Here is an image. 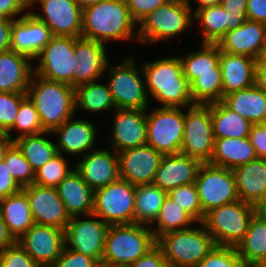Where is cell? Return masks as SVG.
<instances>
[{
  "label": "cell",
  "mask_w": 266,
  "mask_h": 267,
  "mask_svg": "<svg viewBox=\"0 0 266 267\" xmlns=\"http://www.w3.org/2000/svg\"><path fill=\"white\" fill-rule=\"evenodd\" d=\"M155 223V227L153 226ZM197 222L169 196L164 199L163 205L156 219L149 225L157 240L160 236L171 231L184 230ZM152 225V226H151Z\"/></svg>",
  "instance_id": "cell-38"
},
{
  "label": "cell",
  "mask_w": 266,
  "mask_h": 267,
  "mask_svg": "<svg viewBox=\"0 0 266 267\" xmlns=\"http://www.w3.org/2000/svg\"><path fill=\"white\" fill-rule=\"evenodd\" d=\"M8 171L4 160H2L0 162V199L14 195L22 190Z\"/></svg>",
  "instance_id": "cell-53"
},
{
  "label": "cell",
  "mask_w": 266,
  "mask_h": 267,
  "mask_svg": "<svg viewBox=\"0 0 266 267\" xmlns=\"http://www.w3.org/2000/svg\"><path fill=\"white\" fill-rule=\"evenodd\" d=\"M220 5L229 13L247 12V0H222Z\"/></svg>",
  "instance_id": "cell-58"
},
{
  "label": "cell",
  "mask_w": 266,
  "mask_h": 267,
  "mask_svg": "<svg viewBox=\"0 0 266 267\" xmlns=\"http://www.w3.org/2000/svg\"><path fill=\"white\" fill-rule=\"evenodd\" d=\"M167 192L154 184L136 186L135 223L150 225L157 217Z\"/></svg>",
  "instance_id": "cell-40"
},
{
  "label": "cell",
  "mask_w": 266,
  "mask_h": 267,
  "mask_svg": "<svg viewBox=\"0 0 266 267\" xmlns=\"http://www.w3.org/2000/svg\"><path fill=\"white\" fill-rule=\"evenodd\" d=\"M194 21L200 22L203 30L201 43L217 44L228 31L242 25L248 18L246 13H229L221 5L196 10Z\"/></svg>",
  "instance_id": "cell-26"
},
{
  "label": "cell",
  "mask_w": 266,
  "mask_h": 267,
  "mask_svg": "<svg viewBox=\"0 0 266 267\" xmlns=\"http://www.w3.org/2000/svg\"><path fill=\"white\" fill-rule=\"evenodd\" d=\"M70 217L65 232V247L95 258L100 264L109 225L92 214ZM88 218V219H87Z\"/></svg>",
  "instance_id": "cell-14"
},
{
  "label": "cell",
  "mask_w": 266,
  "mask_h": 267,
  "mask_svg": "<svg viewBox=\"0 0 266 267\" xmlns=\"http://www.w3.org/2000/svg\"><path fill=\"white\" fill-rule=\"evenodd\" d=\"M0 267H40L16 242L0 251Z\"/></svg>",
  "instance_id": "cell-48"
},
{
  "label": "cell",
  "mask_w": 266,
  "mask_h": 267,
  "mask_svg": "<svg viewBox=\"0 0 266 267\" xmlns=\"http://www.w3.org/2000/svg\"><path fill=\"white\" fill-rule=\"evenodd\" d=\"M202 48L179 57L183 67V74L191 84L199 74L206 72H221L219 63L220 47L218 44L202 43Z\"/></svg>",
  "instance_id": "cell-35"
},
{
  "label": "cell",
  "mask_w": 266,
  "mask_h": 267,
  "mask_svg": "<svg viewBox=\"0 0 266 267\" xmlns=\"http://www.w3.org/2000/svg\"><path fill=\"white\" fill-rule=\"evenodd\" d=\"M12 24V19L3 18L0 21V53L10 50Z\"/></svg>",
  "instance_id": "cell-56"
},
{
  "label": "cell",
  "mask_w": 266,
  "mask_h": 267,
  "mask_svg": "<svg viewBox=\"0 0 266 267\" xmlns=\"http://www.w3.org/2000/svg\"><path fill=\"white\" fill-rule=\"evenodd\" d=\"M136 186L119 178L94 191L93 214L110 225L135 223Z\"/></svg>",
  "instance_id": "cell-10"
},
{
  "label": "cell",
  "mask_w": 266,
  "mask_h": 267,
  "mask_svg": "<svg viewBox=\"0 0 266 267\" xmlns=\"http://www.w3.org/2000/svg\"><path fill=\"white\" fill-rule=\"evenodd\" d=\"M217 44L223 52L262 60L266 54V24L247 19Z\"/></svg>",
  "instance_id": "cell-20"
},
{
  "label": "cell",
  "mask_w": 266,
  "mask_h": 267,
  "mask_svg": "<svg viewBox=\"0 0 266 267\" xmlns=\"http://www.w3.org/2000/svg\"><path fill=\"white\" fill-rule=\"evenodd\" d=\"M194 183L204 215L213 208L239 200L231 169L202 163Z\"/></svg>",
  "instance_id": "cell-12"
},
{
  "label": "cell",
  "mask_w": 266,
  "mask_h": 267,
  "mask_svg": "<svg viewBox=\"0 0 266 267\" xmlns=\"http://www.w3.org/2000/svg\"><path fill=\"white\" fill-rule=\"evenodd\" d=\"M157 244L149 225H110L106 233L101 266L128 267Z\"/></svg>",
  "instance_id": "cell-4"
},
{
  "label": "cell",
  "mask_w": 266,
  "mask_h": 267,
  "mask_svg": "<svg viewBox=\"0 0 266 267\" xmlns=\"http://www.w3.org/2000/svg\"><path fill=\"white\" fill-rule=\"evenodd\" d=\"M49 134L52 135V132L44 131L35 135L22 136L13 141L34 171L58 153L56 142L44 137Z\"/></svg>",
  "instance_id": "cell-36"
},
{
  "label": "cell",
  "mask_w": 266,
  "mask_h": 267,
  "mask_svg": "<svg viewBox=\"0 0 266 267\" xmlns=\"http://www.w3.org/2000/svg\"><path fill=\"white\" fill-rule=\"evenodd\" d=\"M53 34L30 11L13 20L10 50L35 60Z\"/></svg>",
  "instance_id": "cell-21"
},
{
  "label": "cell",
  "mask_w": 266,
  "mask_h": 267,
  "mask_svg": "<svg viewBox=\"0 0 266 267\" xmlns=\"http://www.w3.org/2000/svg\"><path fill=\"white\" fill-rule=\"evenodd\" d=\"M0 213L16 241L35 224L28 198L22 190L0 199Z\"/></svg>",
  "instance_id": "cell-33"
},
{
  "label": "cell",
  "mask_w": 266,
  "mask_h": 267,
  "mask_svg": "<svg viewBox=\"0 0 266 267\" xmlns=\"http://www.w3.org/2000/svg\"><path fill=\"white\" fill-rule=\"evenodd\" d=\"M201 164L182 153L164 155L153 184L168 193L179 186L194 183Z\"/></svg>",
  "instance_id": "cell-25"
},
{
  "label": "cell",
  "mask_w": 266,
  "mask_h": 267,
  "mask_svg": "<svg viewBox=\"0 0 266 267\" xmlns=\"http://www.w3.org/2000/svg\"><path fill=\"white\" fill-rule=\"evenodd\" d=\"M120 178L135 186L153 184L164 156L150 145L125 149L117 153Z\"/></svg>",
  "instance_id": "cell-16"
},
{
  "label": "cell",
  "mask_w": 266,
  "mask_h": 267,
  "mask_svg": "<svg viewBox=\"0 0 266 267\" xmlns=\"http://www.w3.org/2000/svg\"><path fill=\"white\" fill-rule=\"evenodd\" d=\"M27 93L0 92V130L6 133L14 124L21 102Z\"/></svg>",
  "instance_id": "cell-46"
},
{
  "label": "cell",
  "mask_w": 266,
  "mask_h": 267,
  "mask_svg": "<svg viewBox=\"0 0 266 267\" xmlns=\"http://www.w3.org/2000/svg\"><path fill=\"white\" fill-rule=\"evenodd\" d=\"M136 65L135 59L130 55L127 60L125 58V61L118 65L108 62L106 66L105 72H110L107 83L116 109L147 110L149 108L150 98L146 91L145 79Z\"/></svg>",
  "instance_id": "cell-8"
},
{
  "label": "cell",
  "mask_w": 266,
  "mask_h": 267,
  "mask_svg": "<svg viewBox=\"0 0 266 267\" xmlns=\"http://www.w3.org/2000/svg\"><path fill=\"white\" fill-rule=\"evenodd\" d=\"M235 248L243 266H253L266 254V222L254 215L245 237Z\"/></svg>",
  "instance_id": "cell-37"
},
{
  "label": "cell",
  "mask_w": 266,
  "mask_h": 267,
  "mask_svg": "<svg viewBox=\"0 0 266 267\" xmlns=\"http://www.w3.org/2000/svg\"><path fill=\"white\" fill-rule=\"evenodd\" d=\"M51 267H101V264L95 258L64 247Z\"/></svg>",
  "instance_id": "cell-49"
},
{
  "label": "cell",
  "mask_w": 266,
  "mask_h": 267,
  "mask_svg": "<svg viewBox=\"0 0 266 267\" xmlns=\"http://www.w3.org/2000/svg\"><path fill=\"white\" fill-rule=\"evenodd\" d=\"M255 85L266 93V62L263 59L256 65Z\"/></svg>",
  "instance_id": "cell-59"
},
{
  "label": "cell",
  "mask_w": 266,
  "mask_h": 267,
  "mask_svg": "<svg viewBox=\"0 0 266 267\" xmlns=\"http://www.w3.org/2000/svg\"><path fill=\"white\" fill-rule=\"evenodd\" d=\"M75 37L53 36L36 57L34 73L40 77L72 86L73 73L76 70L74 52Z\"/></svg>",
  "instance_id": "cell-13"
},
{
  "label": "cell",
  "mask_w": 266,
  "mask_h": 267,
  "mask_svg": "<svg viewBox=\"0 0 266 267\" xmlns=\"http://www.w3.org/2000/svg\"><path fill=\"white\" fill-rule=\"evenodd\" d=\"M233 173L239 200L255 206L266 197V159L238 166Z\"/></svg>",
  "instance_id": "cell-30"
},
{
  "label": "cell",
  "mask_w": 266,
  "mask_h": 267,
  "mask_svg": "<svg viewBox=\"0 0 266 267\" xmlns=\"http://www.w3.org/2000/svg\"><path fill=\"white\" fill-rule=\"evenodd\" d=\"M255 206L238 200L211 209L202 224L218 246L236 247L245 237Z\"/></svg>",
  "instance_id": "cell-7"
},
{
  "label": "cell",
  "mask_w": 266,
  "mask_h": 267,
  "mask_svg": "<svg viewBox=\"0 0 266 267\" xmlns=\"http://www.w3.org/2000/svg\"><path fill=\"white\" fill-rule=\"evenodd\" d=\"M167 266L162 249L156 244L146 254L128 267H165Z\"/></svg>",
  "instance_id": "cell-51"
},
{
  "label": "cell",
  "mask_w": 266,
  "mask_h": 267,
  "mask_svg": "<svg viewBox=\"0 0 266 267\" xmlns=\"http://www.w3.org/2000/svg\"><path fill=\"white\" fill-rule=\"evenodd\" d=\"M255 215L266 222V197L255 205Z\"/></svg>",
  "instance_id": "cell-61"
},
{
  "label": "cell",
  "mask_w": 266,
  "mask_h": 267,
  "mask_svg": "<svg viewBox=\"0 0 266 267\" xmlns=\"http://www.w3.org/2000/svg\"><path fill=\"white\" fill-rule=\"evenodd\" d=\"M109 141L116 153L146 144V110L116 109Z\"/></svg>",
  "instance_id": "cell-22"
},
{
  "label": "cell",
  "mask_w": 266,
  "mask_h": 267,
  "mask_svg": "<svg viewBox=\"0 0 266 267\" xmlns=\"http://www.w3.org/2000/svg\"><path fill=\"white\" fill-rule=\"evenodd\" d=\"M74 52L76 70L73 73L72 87L90 83L103 77L109 62L106 46L98 41L75 38Z\"/></svg>",
  "instance_id": "cell-23"
},
{
  "label": "cell",
  "mask_w": 266,
  "mask_h": 267,
  "mask_svg": "<svg viewBox=\"0 0 266 267\" xmlns=\"http://www.w3.org/2000/svg\"><path fill=\"white\" fill-rule=\"evenodd\" d=\"M74 165L83 180L93 191L105 187L120 178L118 156L110 147L91 150L80 157Z\"/></svg>",
  "instance_id": "cell-19"
},
{
  "label": "cell",
  "mask_w": 266,
  "mask_h": 267,
  "mask_svg": "<svg viewBox=\"0 0 266 267\" xmlns=\"http://www.w3.org/2000/svg\"><path fill=\"white\" fill-rule=\"evenodd\" d=\"M17 130L20 134L12 137L11 131ZM44 132L39 114L34 103L28 96L21 102L13 126L5 133L12 141L22 136L35 135Z\"/></svg>",
  "instance_id": "cell-42"
},
{
  "label": "cell",
  "mask_w": 266,
  "mask_h": 267,
  "mask_svg": "<svg viewBox=\"0 0 266 267\" xmlns=\"http://www.w3.org/2000/svg\"><path fill=\"white\" fill-rule=\"evenodd\" d=\"M27 96L34 103L44 131L53 132L76 113L75 88L67 83L33 73Z\"/></svg>",
  "instance_id": "cell-3"
},
{
  "label": "cell",
  "mask_w": 266,
  "mask_h": 267,
  "mask_svg": "<svg viewBox=\"0 0 266 267\" xmlns=\"http://www.w3.org/2000/svg\"><path fill=\"white\" fill-rule=\"evenodd\" d=\"M75 1L82 9H84L91 5L97 4L98 2H101L102 0H75Z\"/></svg>",
  "instance_id": "cell-63"
},
{
  "label": "cell",
  "mask_w": 266,
  "mask_h": 267,
  "mask_svg": "<svg viewBox=\"0 0 266 267\" xmlns=\"http://www.w3.org/2000/svg\"><path fill=\"white\" fill-rule=\"evenodd\" d=\"M17 242L40 267H51L65 247V232L61 228L34 224Z\"/></svg>",
  "instance_id": "cell-15"
},
{
  "label": "cell",
  "mask_w": 266,
  "mask_h": 267,
  "mask_svg": "<svg viewBox=\"0 0 266 267\" xmlns=\"http://www.w3.org/2000/svg\"><path fill=\"white\" fill-rule=\"evenodd\" d=\"M247 18L266 24V0H247Z\"/></svg>",
  "instance_id": "cell-54"
},
{
  "label": "cell",
  "mask_w": 266,
  "mask_h": 267,
  "mask_svg": "<svg viewBox=\"0 0 266 267\" xmlns=\"http://www.w3.org/2000/svg\"><path fill=\"white\" fill-rule=\"evenodd\" d=\"M35 224L53 226L65 230L70 216L55 187H41L36 184L23 187Z\"/></svg>",
  "instance_id": "cell-17"
},
{
  "label": "cell",
  "mask_w": 266,
  "mask_h": 267,
  "mask_svg": "<svg viewBox=\"0 0 266 267\" xmlns=\"http://www.w3.org/2000/svg\"><path fill=\"white\" fill-rule=\"evenodd\" d=\"M214 151L210 104H194L185 112L184 135L180 153L209 163Z\"/></svg>",
  "instance_id": "cell-11"
},
{
  "label": "cell",
  "mask_w": 266,
  "mask_h": 267,
  "mask_svg": "<svg viewBox=\"0 0 266 267\" xmlns=\"http://www.w3.org/2000/svg\"><path fill=\"white\" fill-rule=\"evenodd\" d=\"M257 155L249 137L214 139L210 164L233 170L255 159Z\"/></svg>",
  "instance_id": "cell-31"
},
{
  "label": "cell",
  "mask_w": 266,
  "mask_h": 267,
  "mask_svg": "<svg viewBox=\"0 0 266 267\" xmlns=\"http://www.w3.org/2000/svg\"><path fill=\"white\" fill-rule=\"evenodd\" d=\"M258 61L249 56L230 54L220 49L219 63L222 73L223 97L255 84V70Z\"/></svg>",
  "instance_id": "cell-27"
},
{
  "label": "cell",
  "mask_w": 266,
  "mask_h": 267,
  "mask_svg": "<svg viewBox=\"0 0 266 267\" xmlns=\"http://www.w3.org/2000/svg\"><path fill=\"white\" fill-rule=\"evenodd\" d=\"M199 227L165 233L157 239L166 264L172 267H195L216 246L202 223Z\"/></svg>",
  "instance_id": "cell-5"
},
{
  "label": "cell",
  "mask_w": 266,
  "mask_h": 267,
  "mask_svg": "<svg viewBox=\"0 0 266 267\" xmlns=\"http://www.w3.org/2000/svg\"><path fill=\"white\" fill-rule=\"evenodd\" d=\"M252 267H266V254L257 260Z\"/></svg>",
  "instance_id": "cell-65"
},
{
  "label": "cell",
  "mask_w": 266,
  "mask_h": 267,
  "mask_svg": "<svg viewBox=\"0 0 266 267\" xmlns=\"http://www.w3.org/2000/svg\"><path fill=\"white\" fill-rule=\"evenodd\" d=\"M249 139L260 159H266V123L252 124Z\"/></svg>",
  "instance_id": "cell-52"
},
{
  "label": "cell",
  "mask_w": 266,
  "mask_h": 267,
  "mask_svg": "<svg viewBox=\"0 0 266 267\" xmlns=\"http://www.w3.org/2000/svg\"><path fill=\"white\" fill-rule=\"evenodd\" d=\"M17 241L9 232L7 225L5 224L2 215L0 213V251L13 246Z\"/></svg>",
  "instance_id": "cell-57"
},
{
  "label": "cell",
  "mask_w": 266,
  "mask_h": 267,
  "mask_svg": "<svg viewBox=\"0 0 266 267\" xmlns=\"http://www.w3.org/2000/svg\"><path fill=\"white\" fill-rule=\"evenodd\" d=\"M243 264L235 247L218 246L204 257L195 267H242Z\"/></svg>",
  "instance_id": "cell-47"
},
{
  "label": "cell",
  "mask_w": 266,
  "mask_h": 267,
  "mask_svg": "<svg viewBox=\"0 0 266 267\" xmlns=\"http://www.w3.org/2000/svg\"><path fill=\"white\" fill-rule=\"evenodd\" d=\"M137 25L152 11L171 0H125Z\"/></svg>",
  "instance_id": "cell-50"
},
{
  "label": "cell",
  "mask_w": 266,
  "mask_h": 267,
  "mask_svg": "<svg viewBox=\"0 0 266 267\" xmlns=\"http://www.w3.org/2000/svg\"><path fill=\"white\" fill-rule=\"evenodd\" d=\"M136 25L125 0H102L82 9L81 37L104 45L116 40L138 41Z\"/></svg>",
  "instance_id": "cell-1"
},
{
  "label": "cell",
  "mask_w": 266,
  "mask_h": 267,
  "mask_svg": "<svg viewBox=\"0 0 266 267\" xmlns=\"http://www.w3.org/2000/svg\"><path fill=\"white\" fill-rule=\"evenodd\" d=\"M182 107H156L146 110V144L163 155L178 154L184 135L185 111Z\"/></svg>",
  "instance_id": "cell-9"
},
{
  "label": "cell",
  "mask_w": 266,
  "mask_h": 267,
  "mask_svg": "<svg viewBox=\"0 0 266 267\" xmlns=\"http://www.w3.org/2000/svg\"><path fill=\"white\" fill-rule=\"evenodd\" d=\"M13 144V141L4 133L0 135V162L4 159L8 148Z\"/></svg>",
  "instance_id": "cell-60"
},
{
  "label": "cell",
  "mask_w": 266,
  "mask_h": 267,
  "mask_svg": "<svg viewBox=\"0 0 266 267\" xmlns=\"http://www.w3.org/2000/svg\"><path fill=\"white\" fill-rule=\"evenodd\" d=\"M222 102L252 124L266 123V93L255 84L224 96Z\"/></svg>",
  "instance_id": "cell-32"
},
{
  "label": "cell",
  "mask_w": 266,
  "mask_h": 267,
  "mask_svg": "<svg viewBox=\"0 0 266 267\" xmlns=\"http://www.w3.org/2000/svg\"><path fill=\"white\" fill-rule=\"evenodd\" d=\"M63 154L57 153L52 159L35 171L34 184L41 187H57L58 184L75 168H69Z\"/></svg>",
  "instance_id": "cell-43"
},
{
  "label": "cell",
  "mask_w": 266,
  "mask_h": 267,
  "mask_svg": "<svg viewBox=\"0 0 266 267\" xmlns=\"http://www.w3.org/2000/svg\"><path fill=\"white\" fill-rule=\"evenodd\" d=\"M40 0H21L22 6L27 9H34L33 6L37 5ZM37 2V3H36Z\"/></svg>",
  "instance_id": "cell-64"
},
{
  "label": "cell",
  "mask_w": 266,
  "mask_h": 267,
  "mask_svg": "<svg viewBox=\"0 0 266 267\" xmlns=\"http://www.w3.org/2000/svg\"><path fill=\"white\" fill-rule=\"evenodd\" d=\"M191 1L171 0L150 12L140 23L138 42L157 43L182 34L194 23Z\"/></svg>",
  "instance_id": "cell-6"
},
{
  "label": "cell",
  "mask_w": 266,
  "mask_h": 267,
  "mask_svg": "<svg viewBox=\"0 0 266 267\" xmlns=\"http://www.w3.org/2000/svg\"><path fill=\"white\" fill-rule=\"evenodd\" d=\"M26 9L21 0H0V15L4 18L17 20V16L25 14Z\"/></svg>",
  "instance_id": "cell-55"
},
{
  "label": "cell",
  "mask_w": 266,
  "mask_h": 267,
  "mask_svg": "<svg viewBox=\"0 0 266 267\" xmlns=\"http://www.w3.org/2000/svg\"><path fill=\"white\" fill-rule=\"evenodd\" d=\"M139 67L145 77L148 97L160 102V107L185 109L194 105L179 56L155 59Z\"/></svg>",
  "instance_id": "cell-2"
},
{
  "label": "cell",
  "mask_w": 266,
  "mask_h": 267,
  "mask_svg": "<svg viewBox=\"0 0 266 267\" xmlns=\"http://www.w3.org/2000/svg\"><path fill=\"white\" fill-rule=\"evenodd\" d=\"M43 14L31 12L44 22L53 36L81 37L82 8L75 0H40Z\"/></svg>",
  "instance_id": "cell-18"
},
{
  "label": "cell",
  "mask_w": 266,
  "mask_h": 267,
  "mask_svg": "<svg viewBox=\"0 0 266 267\" xmlns=\"http://www.w3.org/2000/svg\"><path fill=\"white\" fill-rule=\"evenodd\" d=\"M70 217L93 213L94 191L74 168L56 187Z\"/></svg>",
  "instance_id": "cell-28"
},
{
  "label": "cell",
  "mask_w": 266,
  "mask_h": 267,
  "mask_svg": "<svg viewBox=\"0 0 266 267\" xmlns=\"http://www.w3.org/2000/svg\"><path fill=\"white\" fill-rule=\"evenodd\" d=\"M211 117L214 139L249 137L252 123L222 101L211 103Z\"/></svg>",
  "instance_id": "cell-34"
},
{
  "label": "cell",
  "mask_w": 266,
  "mask_h": 267,
  "mask_svg": "<svg viewBox=\"0 0 266 267\" xmlns=\"http://www.w3.org/2000/svg\"><path fill=\"white\" fill-rule=\"evenodd\" d=\"M96 128L95 124L87 119H68L52 132L59 137L56 143L58 153L84 156L94 150L98 132Z\"/></svg>",
  "instance_id": "cell-24"
},
{
  "label": "cell",
  "mask_w": 266,
  "mask_h": 267,
  "mask_svg": "<svg viewBox=\"0 0 266 267\" xmlns=\"http://www.w3.org/2000/svg\"><path fill=\"white\" fill-rule=\"evenodd\" d=\"M190 1V0H188ZM198 3V7H196V9H193V13L201 8H205V7H211L214 5H220L222 0H196Z\"/></svg>",
  "instance_id": "cell-62"
},
{
  "label": "cell",
  "mask_w": 266,
  "mask_h": 267,
  "mask_svg": "<svg viewBox=\"0 0 266 267\" xmlns=\"http://www.w3.org/2000/svg\"><path fill=\"white\" fill-rule=\"evenodd\" d=\"M25 55L7 50L0 53V92L27 93L34 66Z\"/></svg>",
  "instance_id": "cell-29"
},
{
  "label": "cell",
  "mask_w": 266,
  "mask_h": 267,
  "mask_svg": "<svg viewBox=\"0 0 266 267\" xmlns=\"http://www.w3.org/2000/svg\"><path fill=\"white\" fill-rule=\"evenodd\" d=\"M75 99L76 110L82 109L93 113L116 110L108 83H97V80L78 85L75 88Z\"/></svg>",
  "instance_id": "cell-39"
},
{
  "label": "cell",
  "mask_w": 266,
  "mask_h": 267,
  "mask_svg": "<svg viewBox=\"0 0 266 267\" xmlns=\"http://www.w3.org/2000/svg\"><path fill=\"white\" fill-rule=\"evenodd\" d=\"M190 93L194 104H210L222 101V73L206 72L199 74V77L190 84Z\"/></svg>",
  "instance_id": "cell-41"
},
{
  "label": "cell",
  "mask_w": 266,
  "mask_h": 267,
  "mask_svg": "<svg viewBox=\"0 0 266 267\" xmlns=\"http://www.w3.org/2000/svg\"><path fill=\"white\" fill-rule=\"evenodd\" d=\"M174 202L178 203L197 223H202L205 215L200 206V200L195 183L179 186L167 193Z\"/></svg>",
  "instance_id": "cell-45"
},
{
  "label": "cell",
  "mask_w": 266,
  "mask_h": 267,
  "mask_svg": "<svg viewBox=\"0 0 266 267\" xmlns=\"http://www.w3.org/2000/svg\"><path fill=\"white\" fill-rule=\"evenodd\" d=\"M3 160L8 172L21 188L34 183L35 171L14 143L6 151Z\"/></svg>",
  "instance_id": "cell-44"
}]
</instances>
